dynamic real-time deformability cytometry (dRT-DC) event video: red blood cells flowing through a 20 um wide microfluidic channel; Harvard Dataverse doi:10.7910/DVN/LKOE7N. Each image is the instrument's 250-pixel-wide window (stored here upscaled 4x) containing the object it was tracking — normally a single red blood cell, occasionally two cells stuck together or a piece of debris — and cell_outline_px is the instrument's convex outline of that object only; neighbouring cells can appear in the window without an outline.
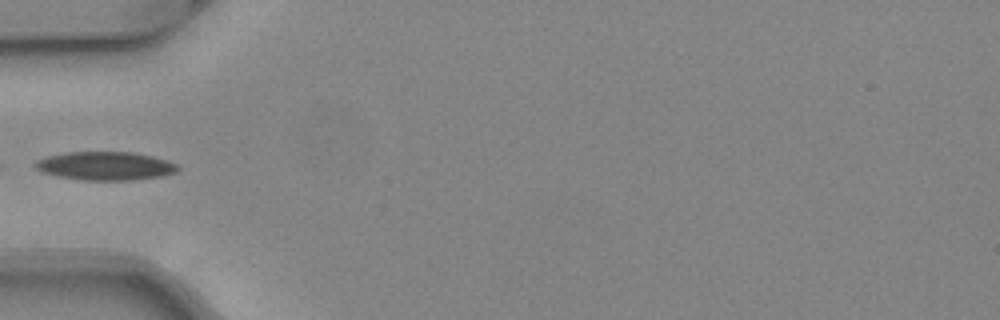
{"species": "common noctule bat (a hibernating species)", "species_latin": "Nyctalus noctula", "temperature_condition": "warm", "stored_images_in_passage": 5, "camera_frame_rate_fps": 3000, "um_per_image_px": 0.085, "animal": {"sex": "female", "body_mass_g": 24.6, "forearm_length_mm": 56.2}, "frame": {"image": 1, "passage_image": 1, "time_ms": 0.0, "image_size_px": [1000, 320], "cell_outline_px": [[180, 168], [176, 172], [160, 176], [132, 180], [80, 180], [56, 176], [40, 172], [32, 164], [36, 160], [48, 156], [68, 152], [132, 152], [152, 156], [168, 160], [176, 164]], "centroid_in_image_um": [8.92, 14.1], "position_along_channel_um": 76.1, "area_um2": 23.76}}